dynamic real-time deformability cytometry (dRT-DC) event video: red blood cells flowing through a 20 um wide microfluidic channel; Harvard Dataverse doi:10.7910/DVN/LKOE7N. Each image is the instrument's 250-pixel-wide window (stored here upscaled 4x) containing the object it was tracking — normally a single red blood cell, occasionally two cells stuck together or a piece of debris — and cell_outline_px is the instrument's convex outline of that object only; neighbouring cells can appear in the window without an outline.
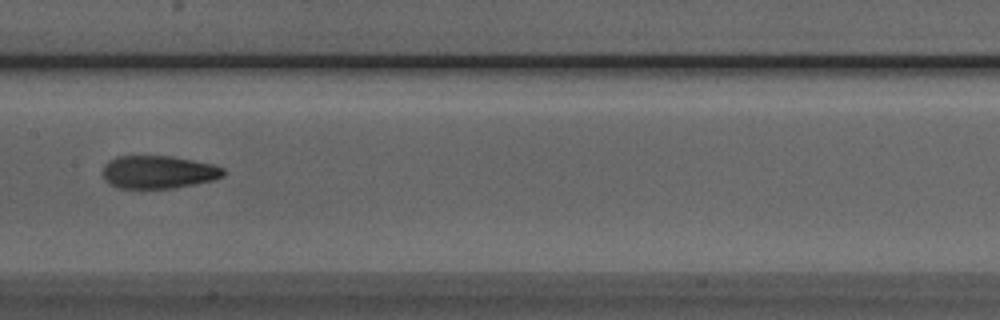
{"species": "Egyptian fruit bat (a non-hibernating species)", "species_latin": "Rousettus aegyptiacus", "temperature_condition": "room temperature", "stored_images_in_passage": 7, "camera_frame_rate_fps": 3000, "um_per_image_px": 0.085, "animal": {"sex": "male"}, "frame": {"image": 1, "passage_image": 7, "time_ms": 2.0, "image_size_px": [1000, 320], "cell_outline_px": [[224, 176], [216, 180], [172, 188], [120, 188], [108, 184], [104, 180], [104, 164], [108, 160], [116, 156], [172, 156], [212, 164], [224, 168]], "centroid_in_image_um": [13.46, 14.62], "position_along_channel_um": 193.9, "area_um2": 23.24}}